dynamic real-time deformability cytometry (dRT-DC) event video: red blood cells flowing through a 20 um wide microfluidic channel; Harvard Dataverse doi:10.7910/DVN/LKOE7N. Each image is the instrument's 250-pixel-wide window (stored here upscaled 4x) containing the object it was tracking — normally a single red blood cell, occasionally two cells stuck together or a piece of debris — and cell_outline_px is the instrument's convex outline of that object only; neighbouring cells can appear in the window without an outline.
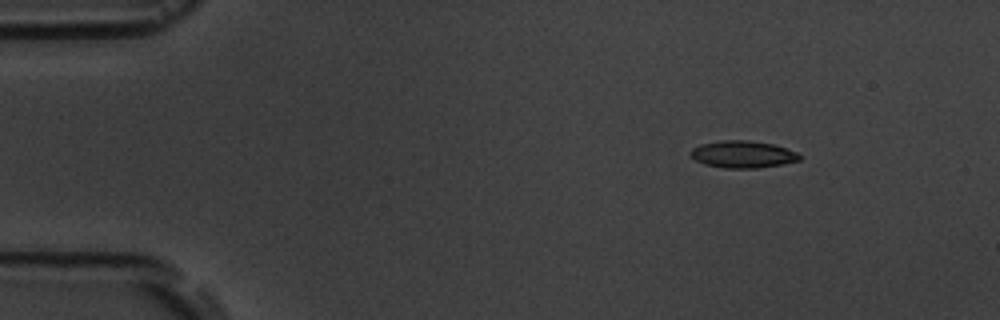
{"species": "common noctule bat (a hibernating species)", "species_latin": "Nyctalus noctula", "temperature_condition": "room temperature", "stored_images_in_passage": 4, "camera_frame_rate_fps": 3000, "um_per_image_px": 0.085, "animal": {"sex": "male", "body_mass_g": 19.5, "forearm_length_mm": 54.6}, "frame": {"image": 1, "passage_image": 1, "time_ms": 0.0, "image_size_px": [1000, 320], "cell_outline_px": [[800, 160], [780, 164], [756, 168], [724, 168], [704, 164], [696, 160], [688, 152], [692, 148], [700, 144], [720, 140], [748, 140], [772, 144], [796, 152], [800, 156]], "centroid_in_image_um": [63.08, 13.11], "position_along_channel_um": 21.9, "area_um2": 17.05}}